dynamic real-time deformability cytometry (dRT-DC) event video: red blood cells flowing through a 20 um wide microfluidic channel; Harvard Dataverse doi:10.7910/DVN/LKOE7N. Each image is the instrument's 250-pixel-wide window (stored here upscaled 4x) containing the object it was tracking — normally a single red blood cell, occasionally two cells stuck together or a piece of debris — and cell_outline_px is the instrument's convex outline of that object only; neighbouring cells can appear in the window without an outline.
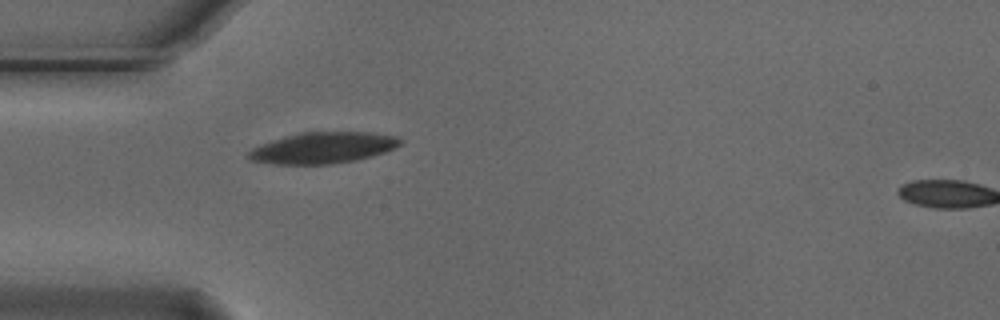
{"species": "Egyptian fruit bat (a non-hibernating species)", "species_latin": "Rousettus aegyptiacus", "temperature_condition": "cold", "stored_images_in_passage": 2, "segment_of_instrument_passage": [1, 2], "camera_frame_rate_fps": 3000, "um_per_image_px": 0.085, "animal": {"sex": "male"}, "frame": {"image": 1, "passage_image": 1, "time_ms": 0.0, "image_size_px": [1000, 320], "cell_outline_px": [[404, 140], [400, 144], [384, 152], [372, 156], [356, 160], [332, 164], [272, 164], [252, 160], [248, 156], [248, 152], [252, 148], [260, 144], [284, 136], [300, 132], [372, 132], [396, 136]], "centroid_in_image_um": [27.45, 12.56], "position_along_channel_um": 57.5, "area_um2": 27.57}}